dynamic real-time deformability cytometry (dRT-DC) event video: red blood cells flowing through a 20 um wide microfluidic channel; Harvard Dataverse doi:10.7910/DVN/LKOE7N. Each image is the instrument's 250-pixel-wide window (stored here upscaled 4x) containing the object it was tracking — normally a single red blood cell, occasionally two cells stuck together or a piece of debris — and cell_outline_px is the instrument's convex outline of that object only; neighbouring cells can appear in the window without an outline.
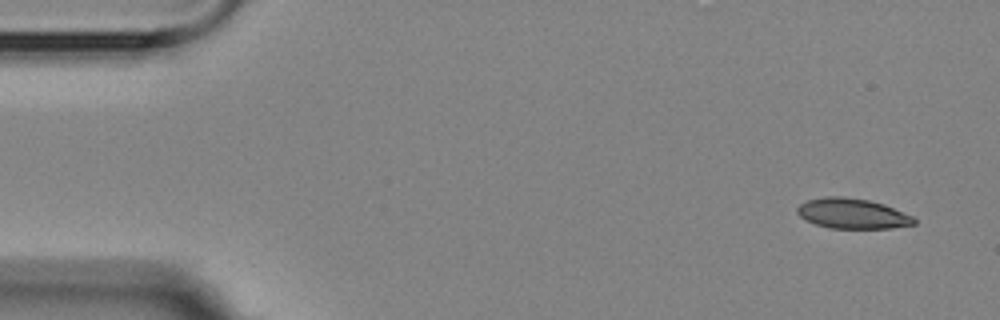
{"species": "Egyptian fruit bat (a non-hibernating species)", "species_latin": "Rousettus aegyptiacus", "temperature_condition": "room temperature", "stored_images_in_passage": 5, "segment_of_instrument_passage": [1, 2], "camera_frame_rate_fps": 3000, "um_per_image_px": 0.085, "animal": {"sex": "female"}, "frame": {"image": 1, "passage_image": 1, "time_ms": 0.0, "image_size_px": [1000, 320], "cell_outline_px": [[916, 224], [888, 228], [828, 228], [816, 224], [800, 216], [796, 212], [796, 208], [800, 204], [808, 200], [824, 196], [844, 196], [868, 200], [884, 204], [912, 216], [916, 220]], "centroid_in_image_um": [72.44, 18.14], "position_along_channel_um": 12.6, "area_um2": 20.46}}
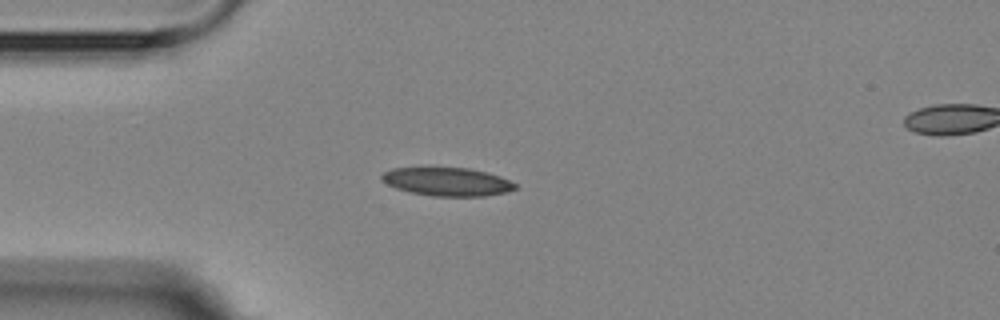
{"frame": {"image": 2, "passage_image": 4, "time_ms": 3.667, "image_size_px": [1000, 320], "cell_outline_px": [[516, 188], [504, 192], [484, 196], [432, 196], [412, 192], [396, 188], [388, 184], [380, 176], [384, 172], [392, 168], [468, 168], [500, 176], [516, 184]], "centroid_in_image_um": [38.0, 15.44], "position_along_channel_um": 47.0, "area_um2": 21.62}}